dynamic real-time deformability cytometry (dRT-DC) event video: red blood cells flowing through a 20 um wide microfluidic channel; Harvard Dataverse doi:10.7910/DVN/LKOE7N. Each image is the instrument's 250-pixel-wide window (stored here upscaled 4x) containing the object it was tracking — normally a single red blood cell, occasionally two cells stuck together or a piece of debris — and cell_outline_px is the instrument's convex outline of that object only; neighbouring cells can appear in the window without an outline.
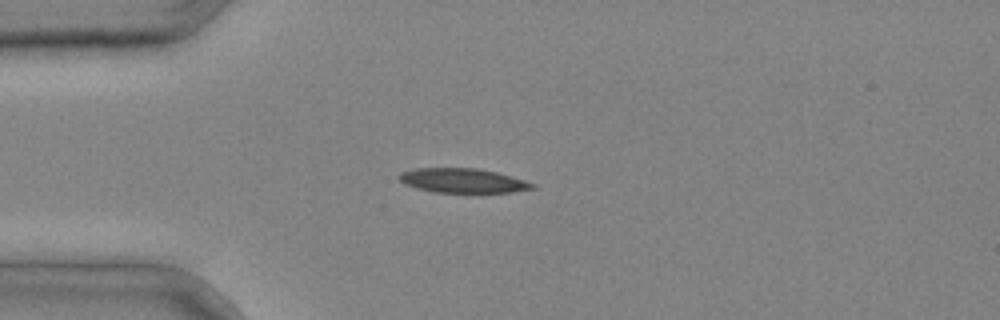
{"species": "common noctule bat (a hibernating species)", "species_latin": "Nyctalus noctula", "temperature_condition": "cold", "stored_images_in_passage": 2, "camera_frame_rate_fps": 3000, "um_per_image_px": 0.085, "animal": {"sex": "male", "body_mass_g": 20.4}, "frame": {"image": 1, "passage_image": 2, "time_ms": 0.333, "image_size_px": [1000, 320], "cell_outline_px": [[536, 188], [512, 192], [436, 192], [416, 188], [404, 184], [400, 180], [400, 172], [416, 168], [476, 168], [496, 172], [524, 180], [536, 184]], "centroid_in_image_um": [39.34, 15.35], "position_along_channel_um": 45.7, "area_um2": 18.79}}